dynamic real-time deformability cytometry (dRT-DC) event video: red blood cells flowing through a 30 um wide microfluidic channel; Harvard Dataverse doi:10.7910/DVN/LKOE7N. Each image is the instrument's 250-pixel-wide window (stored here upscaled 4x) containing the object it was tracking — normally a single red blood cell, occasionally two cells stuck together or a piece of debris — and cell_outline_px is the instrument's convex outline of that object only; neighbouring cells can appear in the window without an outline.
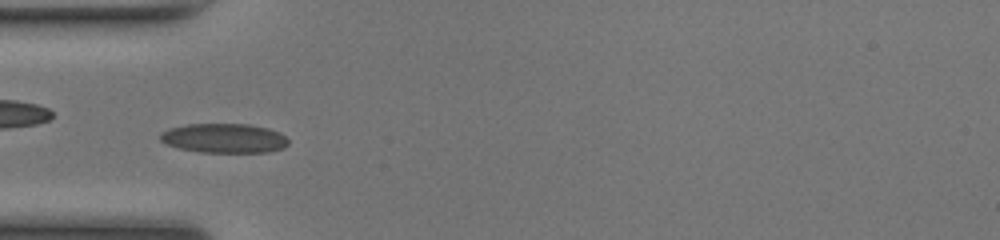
{"species": "common noctule bat (a hibernating species)", "species_latin": "Nyctalus noctula", "temperature_condition": "room temperature", "stored_images_in_passage": 47, "camera_frame_rate_fps": 3000, "um_per_image_px": 0.085, "animal": {"sex": "female", "body_mass_g": 17.0, "forearm_length_mm": 48.0}, "frame": {"image": 1, "passage_image": 13, "time_ms": 4.0, "image_size_px": [1000, 240], "cell_outline_px": [[288, 144], [284, 148], [268, 152], [200, 152], [180, 148], [168, 144], [160, 140], [160, 132], [168, 128], [188, 124], [248, 124], [268, 128], [280, 132], [288, 140]], "centroid_in_image_um": [19.06, 11.74], "position_along_channel_um": 65.9, "area_um2": 21.96}}
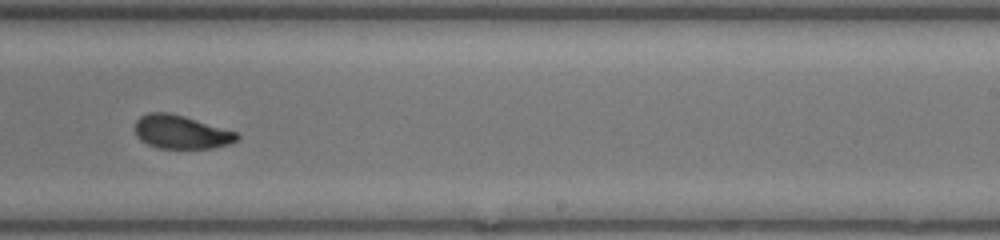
{"frame": {"image": 2, "passage_image": 28, "time_ms": 9.0, "image_size_px": [1000, 240], "cell_outline_px": [[240, 136], [236, 140], [228, 144], [212, 148], [156, 148], [140, 140], [136, 136], [136, 120], [140, 116], [148, 112], [168, 112], [184, 116], [236, 132]], "centroid_in_image_um": [15.36, 11.22], "position_along_channel_um": 273.6, "area_um2": 19.77}}
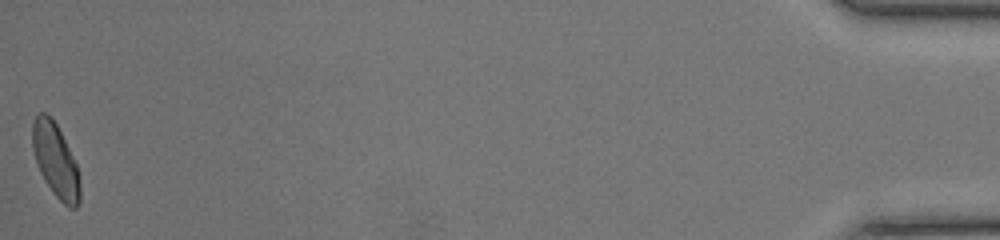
{"frame": {"image": 3, "passage_image": 47, "time_ms": 15.333, "image_size_px": [1000, 240], "cell_outline_px": [[80, 200], [76, 208], [72, 208], [64, 204], [52, 192], [44, 180], [36, 164], [32, 148], [32, 120], [40, 112], [44, 112], [56, 124], [76, 164], [80, 184]], "centroid_in_image_um": [4.7, 13.65], "position_along_channel_um": 430.5, "area_um2": 20.17}, "authors_computed_cell_mechanics": {"area_um2": 20.2878, "velocity_mm_per_s": 4.1521, "shape_relaxation_time_tau1_ms": 2.9362, "shape_relaxation_time_tau2_ms": 1.6403, "deformation_change_tau1": 0.0962, "deformation_change_tau2": 0.0683}}